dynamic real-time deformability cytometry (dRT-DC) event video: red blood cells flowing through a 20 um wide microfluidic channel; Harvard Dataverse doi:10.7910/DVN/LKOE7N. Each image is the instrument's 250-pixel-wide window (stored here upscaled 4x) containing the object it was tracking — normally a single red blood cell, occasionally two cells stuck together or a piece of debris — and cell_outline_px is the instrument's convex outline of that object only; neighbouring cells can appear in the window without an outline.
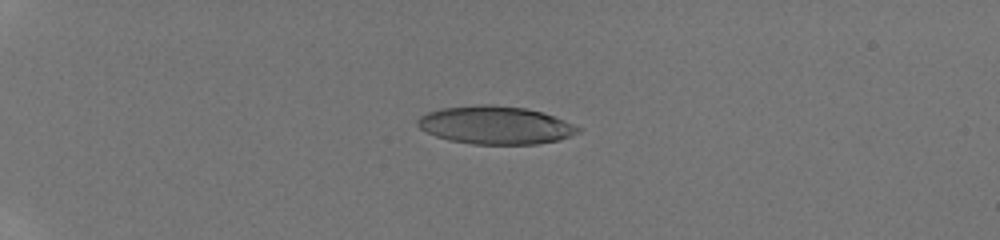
{"species": "human", "species_latin": "Homo sapiens", "temperature_condition": "room temperature", "stored_images_in_passage": 19, "camera_frame_rate_fps": 3000, "um_per_image_px": 0.085, "donor": {"sex": "male"}, "frame": {"image": 1, "passage_image": 16, "time_ms": 5.0, "image_size_px": [1000, 240], "cell_outline_px": [[584, 128], [580, 132], [560, 140], [536, 144], [472, 144], [448, 140], [436, 136], [420, 128], [416, 124], [416, 120], [420, 116], [428, 112], [440, 108], [476, 104], [492, 104], [528, 108], [552, 116]], "centroid_in_image_um": [42.11, 10.63], "position_along_channel_um": 42.9, "area_um2": 35.78}}